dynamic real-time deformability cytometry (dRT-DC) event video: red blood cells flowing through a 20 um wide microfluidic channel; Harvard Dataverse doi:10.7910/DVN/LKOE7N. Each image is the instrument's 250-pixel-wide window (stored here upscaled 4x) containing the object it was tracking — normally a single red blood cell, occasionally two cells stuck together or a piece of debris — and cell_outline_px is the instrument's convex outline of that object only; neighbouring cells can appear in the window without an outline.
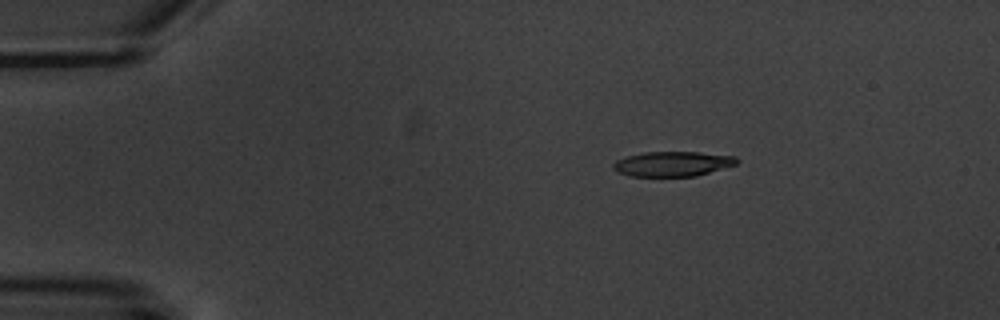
{"species": "common noctule bat (a hibernating species)", "species_latin": "Nyctalus noctula", "temperature_condition": "warm", "stored_images_in_passage": 4, "camera_frame_rate_fps": 3000, "um_per_image_px": 0.085, "animal": {"sex": "male", "body_mass_g": 20.1, "forearm_length_mm": 53.5}, "frame": {"image": 1, "passage_image": 2, "time_ms": 1.333, "image_size_px": [1000, 320], "cell_outline_px": [[740, 160], [736, 164], [696, 176], [628, 176], [616, 172], [612, 168], [612, 164], [616, 160], [628, 156], [644, 152], [696, 152], [736, 156]], "centroid_in_image_um": [57.14, 13.93], "position_along_channel_um": 27.9, "area_um2": 17.92}}